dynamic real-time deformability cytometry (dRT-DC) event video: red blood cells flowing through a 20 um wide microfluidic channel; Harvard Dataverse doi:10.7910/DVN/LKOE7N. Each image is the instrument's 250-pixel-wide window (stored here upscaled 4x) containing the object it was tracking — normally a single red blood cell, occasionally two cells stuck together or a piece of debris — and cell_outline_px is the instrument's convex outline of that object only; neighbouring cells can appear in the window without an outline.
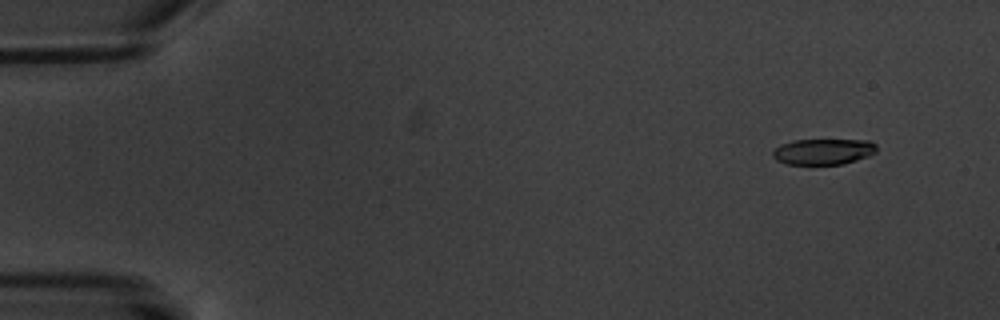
{"species": "common noctule bat (a hibernating species)", "species_latin": "Nyctalus noctula", "temperature_condition": "warm", "stored_images_in_passage": 3, "camera_frame_rate_fps": 3000, "um_per_image_px": 0.085, "animal": {"sex": "male", "body_mass_g": 20.1, "forearm_length_mm": 53.5}, "frame": {"image": 1, "passage_image": 2, "time_ms": 1.333, "image_size_px": [1000, 320], "cell_outline_px": [[876, 152], [868, 156], [844, 164], [784, 164], [776, 160], [772, 156], [772, 152], [780, 144], [792, 140], [868, 140], [876, 144]], "centroid_in_image_um": [69.96, 12.88], "position_along_channel_um": 15.0, "area_um2": 15.72}}